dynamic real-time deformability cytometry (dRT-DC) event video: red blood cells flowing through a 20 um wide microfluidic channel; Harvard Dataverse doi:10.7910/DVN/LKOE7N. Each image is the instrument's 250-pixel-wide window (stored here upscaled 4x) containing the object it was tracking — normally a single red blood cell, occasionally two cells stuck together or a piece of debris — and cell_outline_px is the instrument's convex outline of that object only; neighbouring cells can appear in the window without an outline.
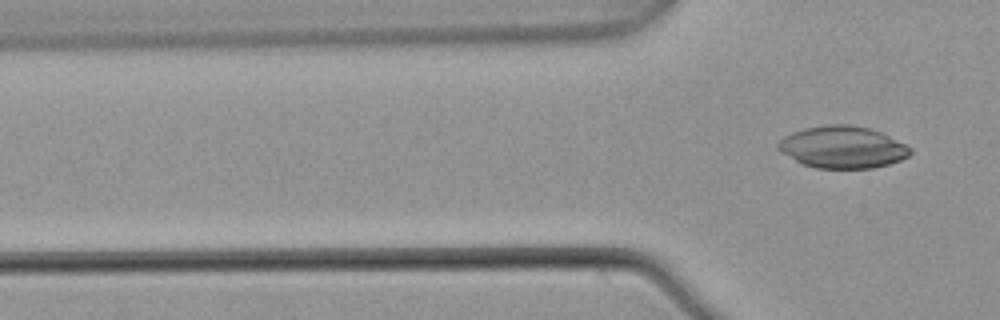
{"species": "common noctule bat (a hibernating species)", "species_latin": "Nyctalus noctula", "temperature_condition": "warm", "stored_images_in_passage": 7, "camera_frame_rate_fps": 3000, "um_per_image_px": 0.085, "animal": {"sex": "male", "body_mass_g": 21.5, "forearm_length_mm": 52.0}, "frame": {"image": 1, "passage_image": 7, "time_ms": 2.0, "image_size_px": [1000, 320], "cell_outline_px": [[912, 152], [908, 156], [900, 160], [888, 164], [872, 168], [816, 168], [804, 164], [780, 152], [776, 148], [776, 144], [784, 136], [792, 132], [804, 128], [824, 124], [848, 124], [868, 128], [880, 132], [912, 148]], "centroid_in_image_um": [71.58, 12.5], "position_along_channel_um": 54.2, "area_um2": 32.25}}